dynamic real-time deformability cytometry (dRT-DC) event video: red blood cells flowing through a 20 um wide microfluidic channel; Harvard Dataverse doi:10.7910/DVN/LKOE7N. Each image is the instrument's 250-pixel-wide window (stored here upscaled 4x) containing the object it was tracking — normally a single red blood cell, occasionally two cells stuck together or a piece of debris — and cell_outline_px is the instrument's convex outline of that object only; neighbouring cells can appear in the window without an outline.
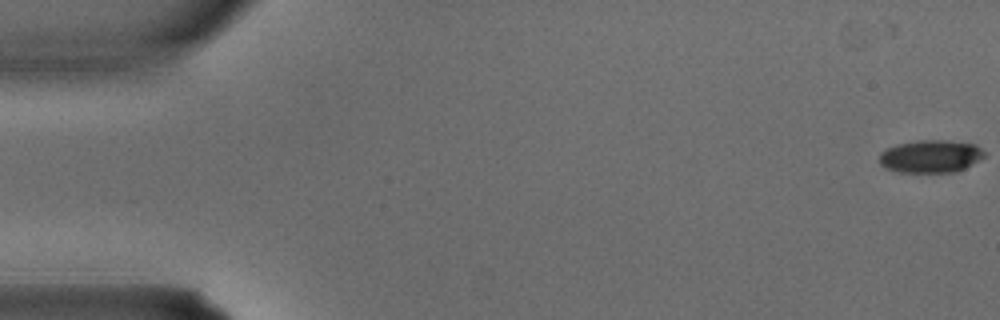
{"species": "common noctule bat (a hibernating species)", "species_latin": "Nyctalus noctula", "temperature_condition": "warm", "stored_images_in_passage": 4, "segment_of_instrument_passage": [1, 2], "camera_frame_rate_fps": 3000, "um_per_image_px": 0.085, "animal": {"sex": "male", "body_mass_g": 15.6}, "frame": {"image": 1, "passage_image": 1, "time_ms": 0.0, "image_size_px": [1000, 320], "cell_outline_px": [[984, 156], [964, 168], [952, 172], [900, 172], [884, 168], [880, 164], [880, 152], [884, 148], [896, 144], [920, 140], [948, 140], [976, 144], [984, 152]], "centroid_in_image_um": [79.05, 13.27], "position_along_channel_um": 5.9, "area_um2": 20.0}}
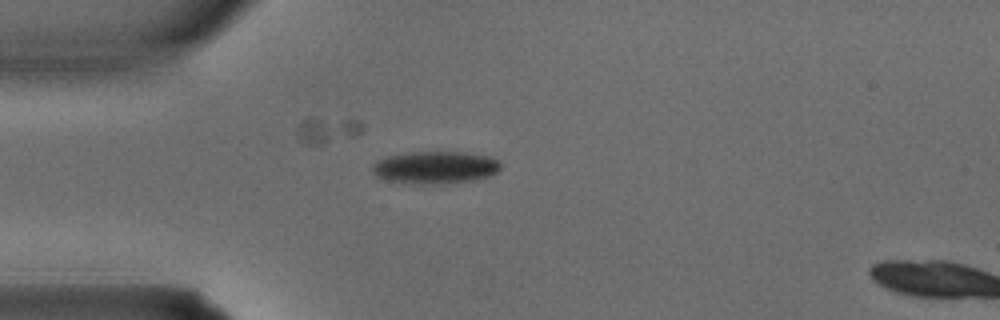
{"frame": {"image": 2, "passage_image": 3, "time_ms": 0.667, "image_size_px": [1000, 320], "cell_outline_px": [[500, 168], [496, 172], [488, 176], [476, 180], [436, 184], [404, 184], [388, 180], [376, 176], [372, 172], [372, 164], [376, 160], [388, 156], [412, 152], [464, 152], [488, 156], [500, 160]], "centroid_in_image_um": [36.97, 14.24], "position_along_channel_um": 48.0, "area_um2": 24.45}}